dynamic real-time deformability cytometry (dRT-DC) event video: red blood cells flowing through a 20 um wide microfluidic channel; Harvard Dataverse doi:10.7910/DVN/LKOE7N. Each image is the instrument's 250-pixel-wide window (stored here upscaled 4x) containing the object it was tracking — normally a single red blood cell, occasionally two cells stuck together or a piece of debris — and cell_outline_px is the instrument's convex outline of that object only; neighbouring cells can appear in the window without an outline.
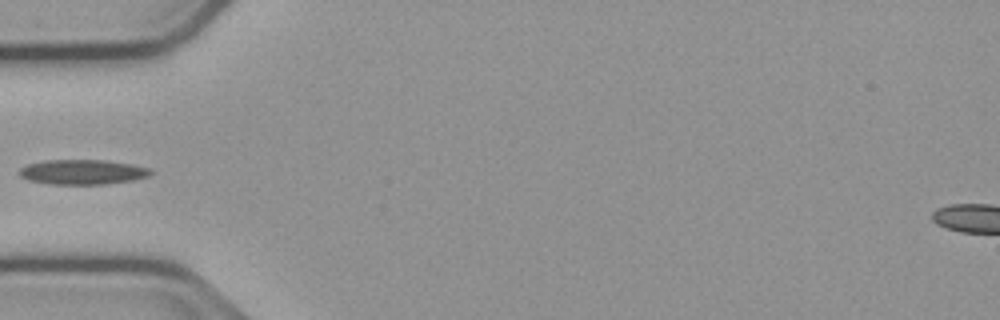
{"species": "common noctule bat (a hibernating species)", "species_latin": "Nyctalus noctula", "temperature_condition": "cold", "stored_images_in_passage": 37, "camera_frame_rate_fps": 3000, "um_per_image_px": 0.085, "animal": {"sex": "male", "body_mass_g": 23.1, "forearm_length_mm": 52.7}, "frame": {"image": 1, "passage_image": 1, "time_ms": 0.0, "image_size_px": [1000, 320], "cell_outline_px": [[152, 172], [148, 176], [132, 180], [104, 184], [52, 184], [28, 180], [20, 176], [20, 168], [28, 164], [44, 160], [104, 160], [132, 164], [152, 168]], "centroid_in_image_um": [7.03, 14.61], "position_along_channel_um": 78.0, "area_um2": 18.96}}
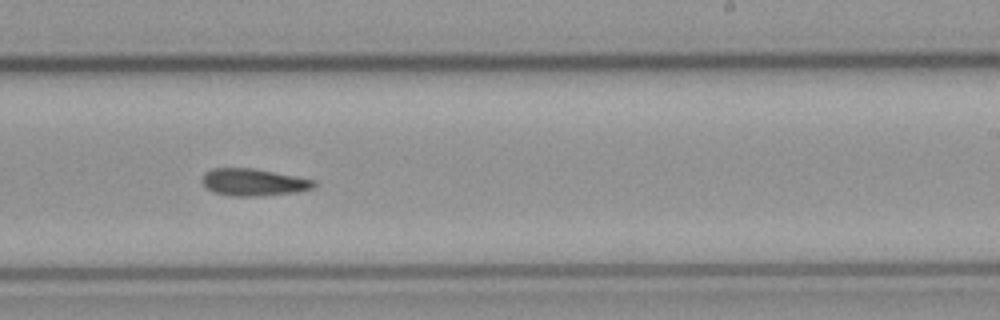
{"frame": {"image": 2, "passage_image": 16, "time_ms": 5.0, "image_size_px": [1000, 320], "cell_outline_px": [[316, 184], [312, 188], [296, 192], [256, 196], [232, 196], [212, 192], [200, 180], [204, 172], [212, 168], [252, 168], [296, 176], [316, 180]], "centroid_in_image_um": [21.51, 15.48], "position_along_channel_um": 267.5, "area_um2": 17.69}}
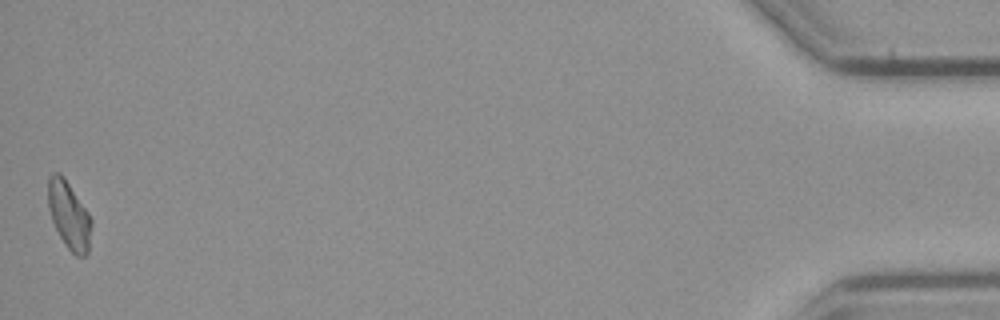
{"frame": {"image": 3, "passage_image": 37, "time_ms": 12.0, "image_size_px": [1000, 320], "cell_outline_px": [[92, 224], [88, 252], [84, 256], [76, 256], [64, 244], [52, 220], [48, 208], [48, 176], [52, 172], [60, 172], [88, 212], [92, 220]], "centroid_in_image_um": [5.86, 18.29], "position_along_channel_um": 429.3, "area_um2": 16.94}}